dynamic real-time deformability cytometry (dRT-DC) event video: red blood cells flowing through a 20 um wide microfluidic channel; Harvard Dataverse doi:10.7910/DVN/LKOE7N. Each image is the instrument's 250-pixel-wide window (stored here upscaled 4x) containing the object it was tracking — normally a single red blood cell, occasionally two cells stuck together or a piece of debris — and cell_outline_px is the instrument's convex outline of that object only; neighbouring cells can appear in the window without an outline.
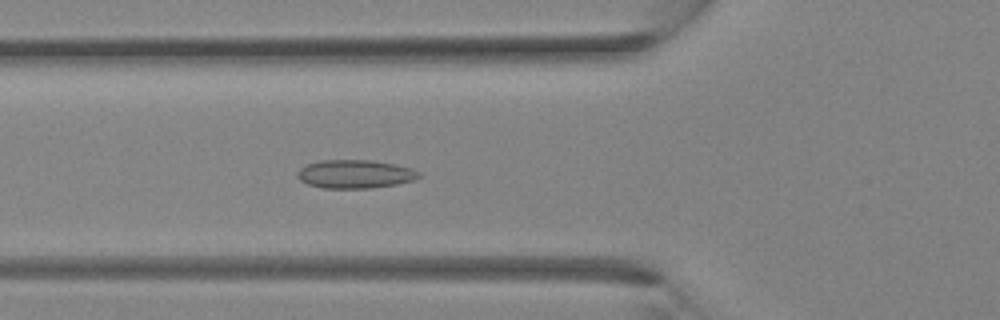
{"species": "Egyptian fruit bat (a non-hibernating species)", "species_latin": "Rousettus aegyptiacus", "temperature_condition": "room temperature", "stored_images_in_passage": 28, "camera_frame_rate_fps": 3000, "um_per_image_px": 0.085, "animal": {"sex": "female"}, "frame": {"image": 1, "passage_image": 6, "time_ms": 1.667, "image_size_px": [1000, 320], "cell_outline_px": [[420, 176], [416, 180], [396, 184], [372, 188], [324, 188], [308, 184], [300, 180], [296, 176], [296, 172], [304, 164], [320, 160], [372, 160], [396, 164], [412, 168], [420, 172]], "centroid_in_image_um": [30.17, 14.79], "position_along_channel_um": 95.6, "area_um2": 20.4}}
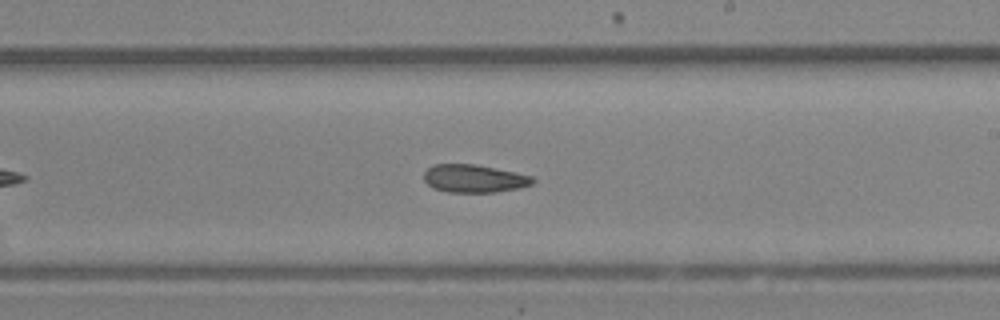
{"frame": {"image": 2, "passage_image": 14, "time_ms": 4.333, "image_size_px": [1000, 320], "cell_outline_px": [[536, 180], [532, 184], [520, 188], [496, 192], [448, 192], [432, 188], [424, 180], [424, 172], [432, 164], [476, 164], [516, 172], [532, 176]], "centroid_in_image_um": [40.3, 15.17], "position_along_channel_um": 248.7, "area_um2": 17.86}}
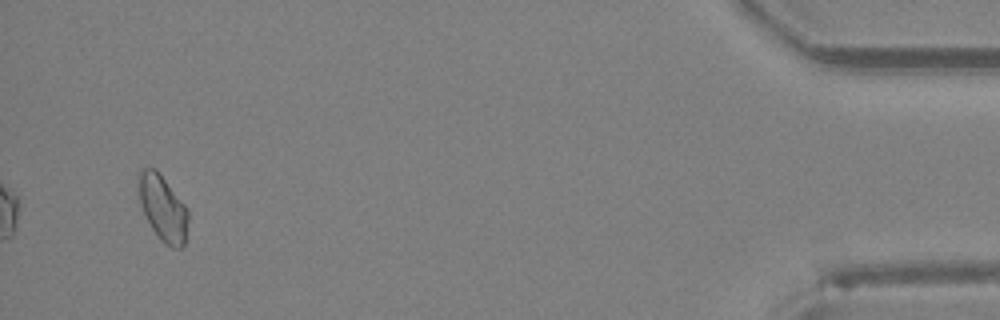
{"frame": {"image": 3, "passage_image": 27, "time_ms": 8.667, "image_size_px": [1000, 320], "cell_outline_px": [[188, 220], [184, 244], [180, 248], [172, 248], [164, 244], [160, 240], [152, 228], [140, 204], [136, 184], [136, 176], [140, 168], [156, 168], [184, 204], [188, 212]], "centroid_in_image_um": [13.79, 17.64], "position_along_channel_um": 421.4, "area_um2": 19.19}}